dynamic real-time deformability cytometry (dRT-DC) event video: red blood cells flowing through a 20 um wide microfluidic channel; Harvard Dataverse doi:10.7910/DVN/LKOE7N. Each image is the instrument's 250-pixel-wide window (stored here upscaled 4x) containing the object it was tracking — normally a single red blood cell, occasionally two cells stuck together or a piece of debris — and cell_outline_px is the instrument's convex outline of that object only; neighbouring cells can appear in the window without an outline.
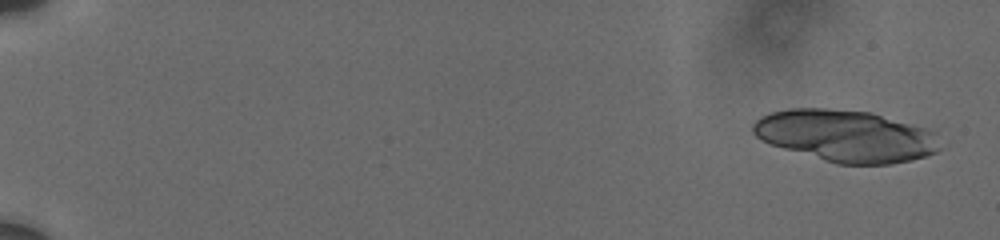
{"species": "human", "species_latin": "Homo sapiens", "temperature_condition": "cold", "stored_images_in_passage": 31, "camera_frame_rate_fps": 3000, "um_per_image_px": 0.085, "donor": {"sex": "male"}, "frame": {"image": 1, "passage_image": 3, "time_ms": 0.667, "image_size_px": [1000, 240], "cell_outline_px": [[948, 144], [936, 152], [924, 156], [892, 164], [836, 164], [768, 144], [760, 140], [752, 132], [752, 124], [760, 116], [768, 112], [788, 108], [828, 108], [872, 112], [924, 128], [936, 132]], "centroid_in_image_um": [71.91, 11.54], "position_along_channel_um": 13.1, "area_um2": 57.34}}
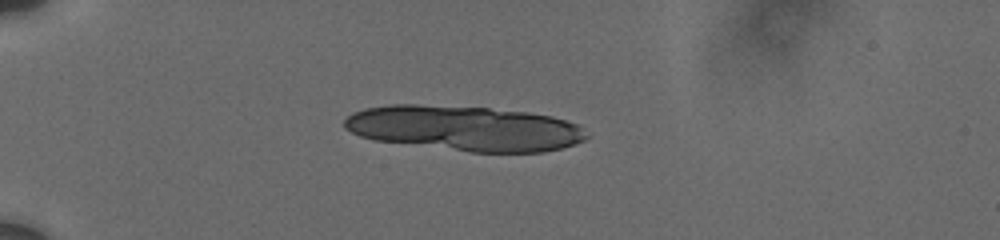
{"frame": {"image": 2, "passage_image": 16, "time_ms": 5.333, "image_size_px": [1000, 240], "cell_outline_px": [[588, 136], [584, 140], [560, 148], [544, 152], [468, 152], [376, 140], [360, 136], [344, 128], [344, 120], [352, 112], [364, 108], [388, 104], [416, 104], [488, 108], [524, 112], [552, 116], [576, 124]], "centroid_in_image_um": [39.43, 10.9], "position_along_channel_um": 45.6, "area_um2": 63.46}}
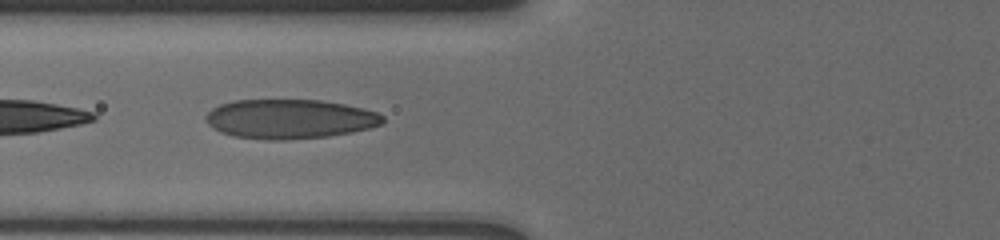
{"frame": {"image": 3, "passage_image": 26, "time_ms": 8.333, "image_size_px": [1000, 240], "cell_outline_px": [[384, 124], [352, 132], [328, 136], [284, 140], [268, 140], [232, 136], [220, 132], [212, 128], [204, 120], [204, 116], [212, 108], [220, 104], [232, 100], [320, 100], [344, 104], [364, 108], [376, 112], [384, 116]], "centroid_in_image_um": [24.6, 10.11], "position_along_channel_um": 101.2, "area_um2": 40.92}}